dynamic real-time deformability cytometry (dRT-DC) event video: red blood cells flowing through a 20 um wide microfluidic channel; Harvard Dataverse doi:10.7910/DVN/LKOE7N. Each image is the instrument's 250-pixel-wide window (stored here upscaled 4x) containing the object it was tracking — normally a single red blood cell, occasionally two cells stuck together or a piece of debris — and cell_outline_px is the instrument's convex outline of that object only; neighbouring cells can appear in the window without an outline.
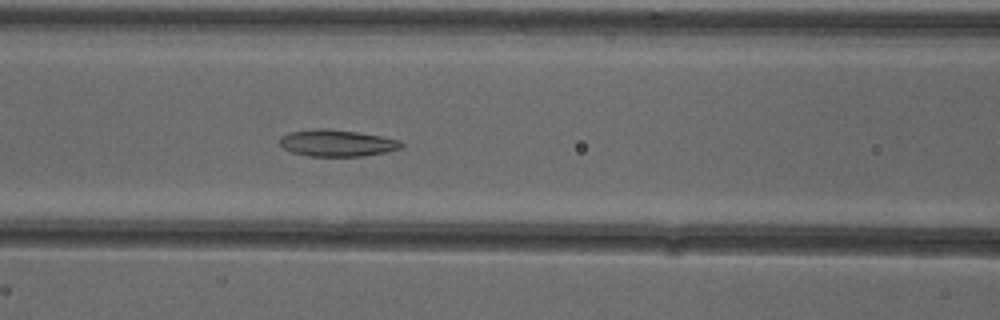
{"species": "common noctule bat (a hibernating species)", "species_latin": "Nyctalus noctula", "temperature_condition": "cold", "stored_images_in_passage": 52, "camera_frame_rate_fps": 3000, "um_per_image_px": 0.085, "animal": {"sex": "female"}, "frame": {"image": 1, "passage_image": 22, "time_ms": 7.0, "image_size_px": [1000, 320], "cell_outline_px": [[404, 144], [400, 148], [388, 152], [364, 156], [308, 156], [292, 152], [284, 148], [280, 144], [280, 136], [292, 132], [320, 128], [328, 128], [356, 132], [380, 136], [400, 140]], "centroid_in_image_um": [28.66, 12.16], "position_along_channel_um": 137.9, "area_um2": 18.84}}
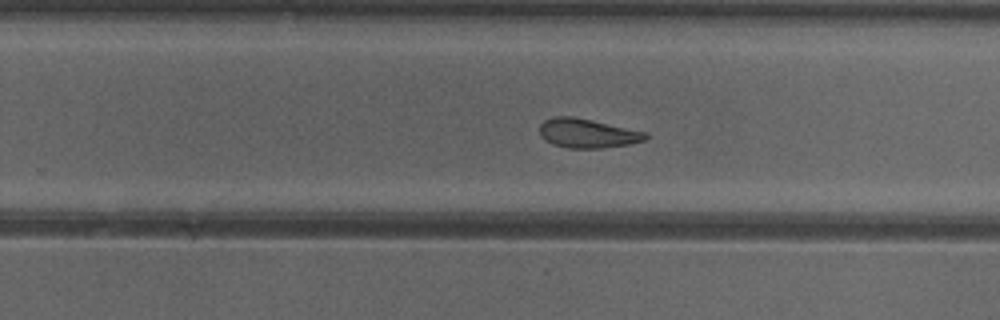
{"frame": {"image": 2, "passage_image": 33, "time_ms": 10.667, "image_size_px": [1000, 320], "cell_outline_px": [[648, 136], [644, 140], [632, 144], [600, 148], [568, 148], [552, 144], [544, 140], [540, 136], [540, 124], [544, 120], [556, 116], [572, 116], [648, 132]], "centroid_in_image_um": [49.93, 11.33], "position_along_channel_um": 279.9, "area_um2": 18.09}}
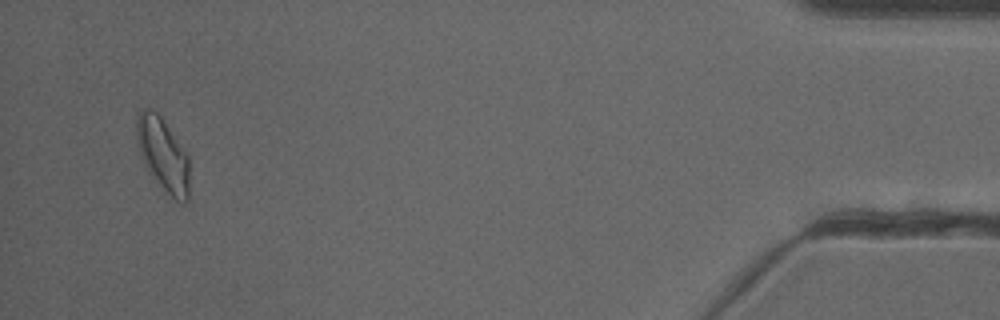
{"frame": {"image": 3, "passage_image": 50, "time_ms": 16.333, "image_size_px": [1000, 320], "cell_outline_px": [[188, 200], [184, 204], [180, 204], [156, 184], [144, 164], [136, 140], [136, 116], [144, 108], [148, 108], [156, 112], [160, 116], [188, 156]], "centroid_in_image_um": [13.83, 13.18], "position_along_channel_um": 421.4, "area_um2": 22.48}, "authors_computed_cell_mechanics": {"area_um2": 20.2011, "velocity_mm_per_s": 3.8791, "shape_relaxation_time_tau1_ms": 6.6561, "shape_relaxation_time_tau2_ms": 2.3502, "deformation_change_tau1": 0.1481, "deformation_change_tau2": 0.0965}}